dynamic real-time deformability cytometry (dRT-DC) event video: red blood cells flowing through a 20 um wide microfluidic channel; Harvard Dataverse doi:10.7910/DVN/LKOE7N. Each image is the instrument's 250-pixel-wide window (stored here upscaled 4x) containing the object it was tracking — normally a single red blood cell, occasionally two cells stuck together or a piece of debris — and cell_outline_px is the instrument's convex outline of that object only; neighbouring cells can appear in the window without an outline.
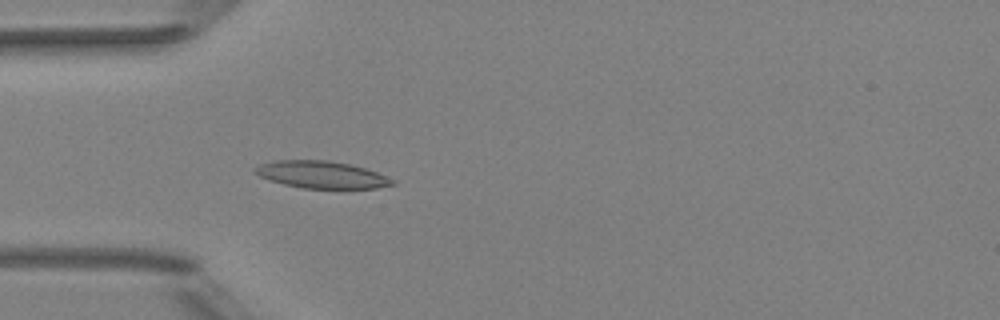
{"species": "Egyptian fruit bat (a non-hibernating species)", "species_latin": "Rousettus aegyptiacus", "temperature_condition": "room temperature", "stored_images_in_passage": 51, "camera_frame_rate_fps": 3000, "um_per_image_px": 0.085, "animal": {"sex": "female"}, "frame": {"image": 1, "passage_image": 15, "time_ms": 4.667, "image_size_px": [1000, 320], "cell_outline_px": [[396, 184], [376, 188], [300, 188], [284, 184], [260, 176], [252, 172], [252, 168], [260, 164], [276, 160], [328, 160], [348, 164], [364, 168], [376, 172], [396, 180]], "centroid_in_image_um": [27.32, 14.84], "position_along_channel_um": 57.7, "area_um2": 21.68}}
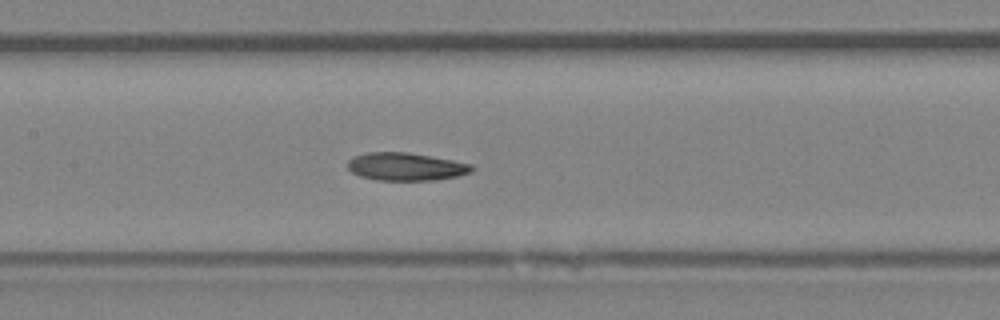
{"frame": {"image": 2, "passage_image": 24, "time_ms": 7.667, "image_size_px": [1000, 320], "cell_outline_px": [[476, 168], [472, 172], [460, 176], [436, 180], [376, 180], [360, 176], [352, 172], [348, 168], [348, 160], [352, 156], [364, 152], [408, 152], [452, 160], [472, 164]], "centroid_in_image_um": [34.51, 14.16], "position_along_channel_um": 172.9, "area_um2": 20.4}}
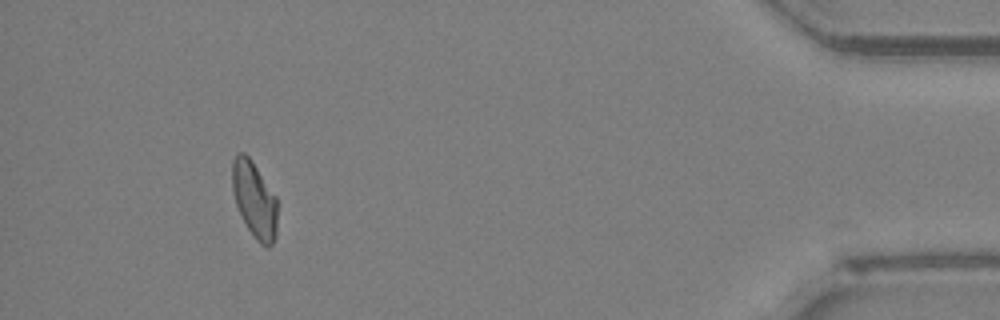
{"frame": {"image": 3, "passage_image": 47, "time_ms": 15.333, "image_size_px": [1000, 320], "cell_outline_px": [[276, 236], [272, 244], [268, 248], [260, 244], [256, 240], [248, 228], [236, 204], [232, 188], [232, 160], [236, 152], [244, 152], [252, 160], [276, 196]], "centroid_in_image_um": [21.62, 16.94], "position_along_channel_um": 413.6, "area_um2": 20.0}, "authors_computed_cell_mechanics": {"area_um2": 20.7502, "velocity_mm_per_s": 3.9999, "shape_relaxation_time_tau1_ms": 5.6982, "shape_relaxation_time_tau2_ms": 4.1836, "deformation_change_tau1": 0.1558, "deformation_change_tau2": 0.1003}}